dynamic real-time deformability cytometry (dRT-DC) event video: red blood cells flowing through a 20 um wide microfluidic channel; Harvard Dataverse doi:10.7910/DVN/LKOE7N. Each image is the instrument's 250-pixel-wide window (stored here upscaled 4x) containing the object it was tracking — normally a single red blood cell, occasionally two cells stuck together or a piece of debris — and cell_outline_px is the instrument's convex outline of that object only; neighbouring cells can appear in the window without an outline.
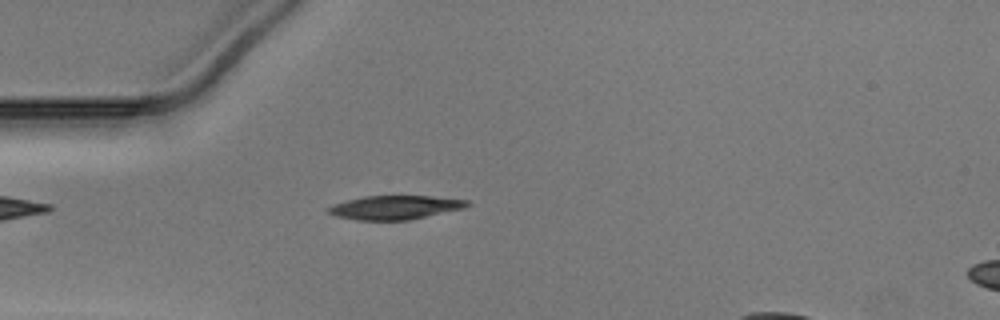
{"species": "Egyptian fruit bat (a non-hibernating species)", "species_latin": "Rousettus aegyptiacus", "temperature_condition": "warm", "stored_images_in_passage": 45, "camera_frame_rate_fps": 3000, "um_per_image_px": 0.085, "animal": {"sex": "male"}, "frame": {"image": 1, "passage_image": 11, "time_ms": 3.333, "image_size_px": [1000, 320], "cell_outline_px": [[472, 204], [464, 208], [408, 220], [356, 220], [336, 216], [324, 212], [324, 208], [332, 204], [364, 196], [432, 196], [468, 200]], "centroid_in_image_um": [33.52, 17.63], "position_along_channel_um": 51.5, "area_um2": 19.42}}
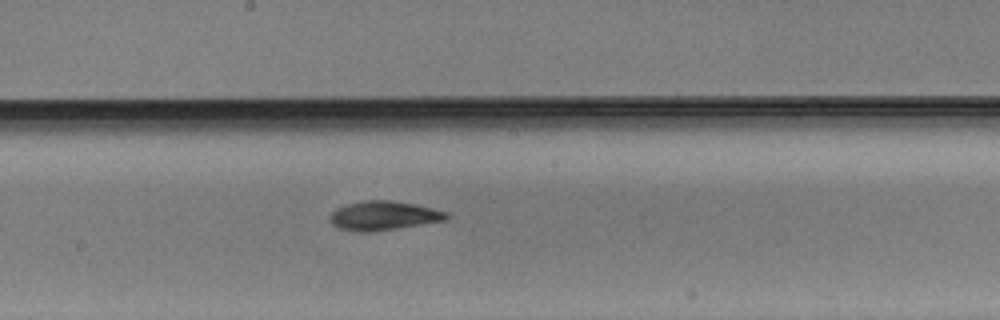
{"frame": {"image": 2, "passage_image": 24, "time_ms": 7.667, "image_size_px": [1000, 320], "cell_outline_px": [[452, 216], [448, 220], [372, 232], [356, 232], [340, 228], [332, 224], [328, 220], [328, 216], [336, 208], [344, 204], [364, 200], [388, 200], [412, 204], [432, 208], [448, 212]], "centroid_in_image_um": [32.59, 18.33], "position_along_channel_um": 215.6, "area_um2": 20.0}}
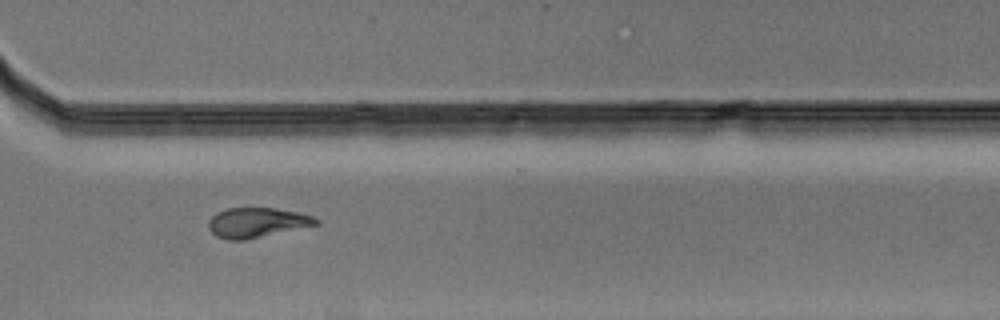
{"frame": {"image": 3, "passage_image": 34, "time_ms": 11.0, "image_size_px": [1000, 320], "cell_outline_px": [[320, 224], [244, 240], [228, 240], [216, 236], [208, 228], [208, 220], [216, 212], [228, 208], [276, 208], [296, 212], [312, 216], [320, 220]], "centroid_in_image_um": [21.82, 18.92], "position_along_channel_um": 348.8, "area_um2": 18.67}}